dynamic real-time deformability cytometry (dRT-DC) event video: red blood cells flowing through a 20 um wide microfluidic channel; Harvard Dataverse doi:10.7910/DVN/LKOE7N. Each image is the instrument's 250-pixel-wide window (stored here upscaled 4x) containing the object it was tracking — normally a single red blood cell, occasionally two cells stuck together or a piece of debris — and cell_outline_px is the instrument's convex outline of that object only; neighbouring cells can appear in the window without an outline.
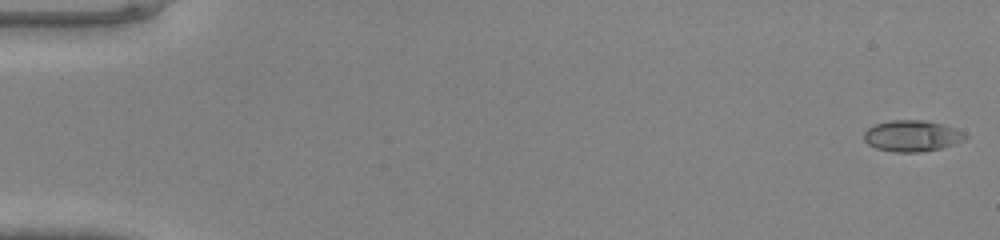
{"species": "common noctule bat (a hibernating species)", "species_latin": "Nyctalus noctula", "temperature_condition": "warm", "stored_images_in_passage": 45, "camera_frame_rate_fps": 3000, "um_per_image_px": 0.085, "animal": {"sex": "male", "body_mass_g": 20.0, "forearm_length_mm": 53.3}, "frame": {"image": 1, "passage_image": 1, "time_ms": 0.0, "image_size_px": [1000, 240], "cell_outline_px": [[968, 136], [964, 140], [940, 148], [920, 152], [896, 152], [876, 148], [868, 144], [864, 140], [864, 132], [868, 128], [876, 124], [892, 120], [924, 120], [944, 124], [956, 128], [964, 132]], "centroid_in_image_um": [77.53, 11.54], "position_along_channel_um": 7.5, "area_um2": 18.38}}
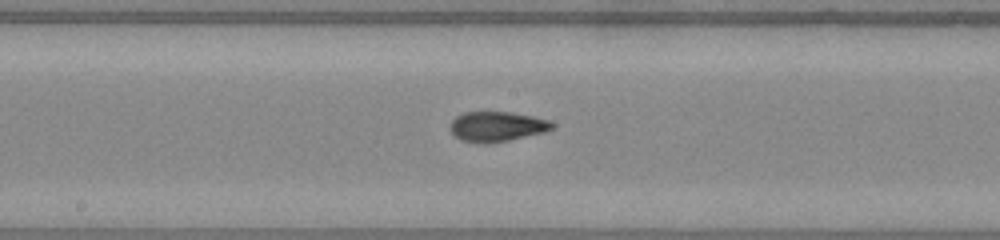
{"frame": {"image": 2, "passage_image": 26, "time_ms": 8.333, "image_size_px": [1000, 240], "cell_outline_px": [[556, 124], [552, 128], [544, 132], [508, 140], [484, 144], [480, 144], [460, 140], [448, 128], [452, 120], [456, 116], [464, 112], [512, 112], [532, 116], [548, 120]], "centroid_in_image_um": [42.2, 10.75], "position_along_channel_um": 206.0, "area_um2": 17.86}}
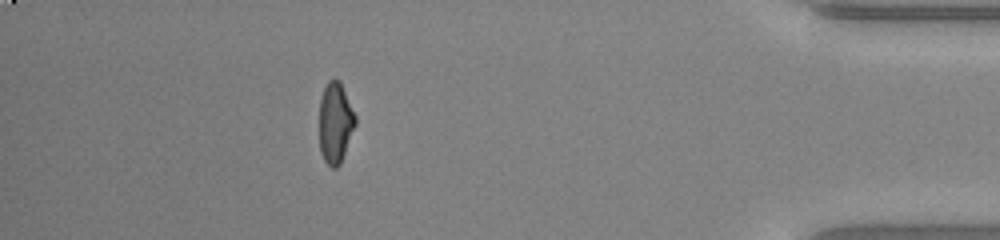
{"frame": {"image": 3, "passage_image": 43, "time_ms": 14.0, "image_size_px": [1000, 240], "cell_outline_px": [[356, 124], [340, 164], [336, 168], [332, 168], [324, 160], [320, 152], [320, 100], [324, 88], [328, 80], [340, 80], [356, 116]], "centroid_in_image_um": [28.51, 10.44], "position_along_channel_um": 406.7, "area_um2": 16.88}}